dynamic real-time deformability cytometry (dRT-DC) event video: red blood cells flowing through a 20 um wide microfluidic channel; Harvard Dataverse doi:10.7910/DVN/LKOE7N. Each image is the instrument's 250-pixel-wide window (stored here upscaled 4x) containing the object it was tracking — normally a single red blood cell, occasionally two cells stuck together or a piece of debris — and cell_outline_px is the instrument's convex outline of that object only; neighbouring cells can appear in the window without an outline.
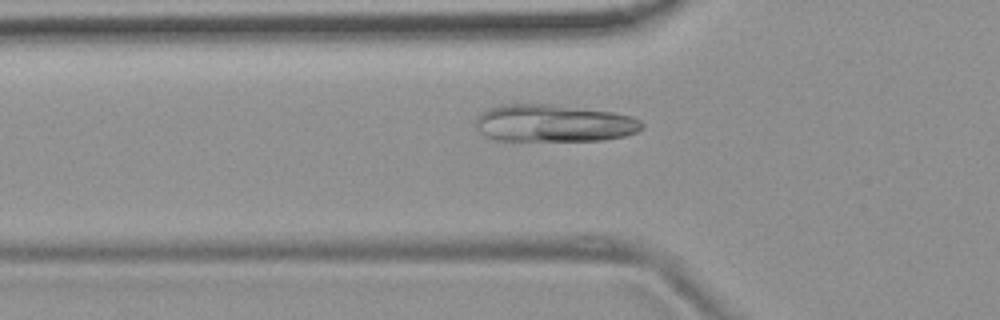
{"species": "common noctule bat (a hibernating species)", "species_latin": "Nyctalus noctula", "temperature_condition": "room temperature", "stored_images_in_passage": 18, "camera_frame_rate_fps": 3000, "um_per_image_px": 0.085, "animal": {"sex": "female", "body_mass_g": 19.9}, "frame": {"image": 1, "passage_image": 15, "time_ms": 4.667, "image_size_px": [1000, 320], "cell_outline_px": [[644, 128], [636, 132], [624, 136], [604, 140], [496, 140], [484, 136], [476, 128], [476, 116], [480, 112], [488, 108], [500, 104], [552, 104], [612, 112], [632, 116], [640, 120], [644, 124]], "centroid_in_image_um": [47.04, 10.47], "position_along_channel_um": 78.8, "area_um2": 36.36}}